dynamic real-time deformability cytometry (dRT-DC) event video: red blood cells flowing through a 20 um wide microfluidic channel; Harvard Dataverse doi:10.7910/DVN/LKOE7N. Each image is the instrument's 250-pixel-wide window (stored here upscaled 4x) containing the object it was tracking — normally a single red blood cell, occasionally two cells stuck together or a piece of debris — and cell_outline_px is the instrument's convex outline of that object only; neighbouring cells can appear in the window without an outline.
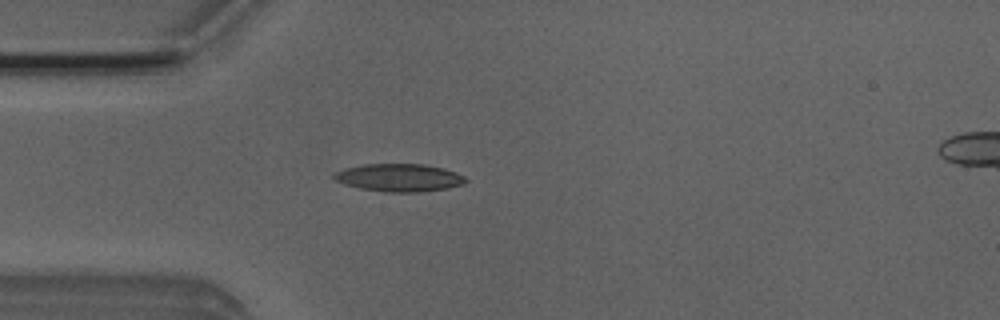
{"species": "Egyptian fruit bat (a non-hibernating species)", "species_latin": "Rousettus aegyptiacus", "temperature_condition": "room temperature", "stored_images_in_passage": 4, "camera_frame_rate_fps": 3000, "um_per_image_px": 0.085, "animal": {"sex": "male"}, "frame": {"image": 1, "passage_image": 4, "time_ms": 3.667, "image_size_px": [1000, 320], "cell_outline_px": [[468, 180], [464, 184], [448, 188], [420, 192], [384, 192], [360, 188], [344, 184], [336, 180], [332, 176], [336, 172], [344, 168], [364, 164], [424, 164], [444, 168], [456, 172], [464, 176]], "centroid_in_image_um": [33.95, 15.1], "position_along_channel_um": 51.0, "area_um2": 21.39}}